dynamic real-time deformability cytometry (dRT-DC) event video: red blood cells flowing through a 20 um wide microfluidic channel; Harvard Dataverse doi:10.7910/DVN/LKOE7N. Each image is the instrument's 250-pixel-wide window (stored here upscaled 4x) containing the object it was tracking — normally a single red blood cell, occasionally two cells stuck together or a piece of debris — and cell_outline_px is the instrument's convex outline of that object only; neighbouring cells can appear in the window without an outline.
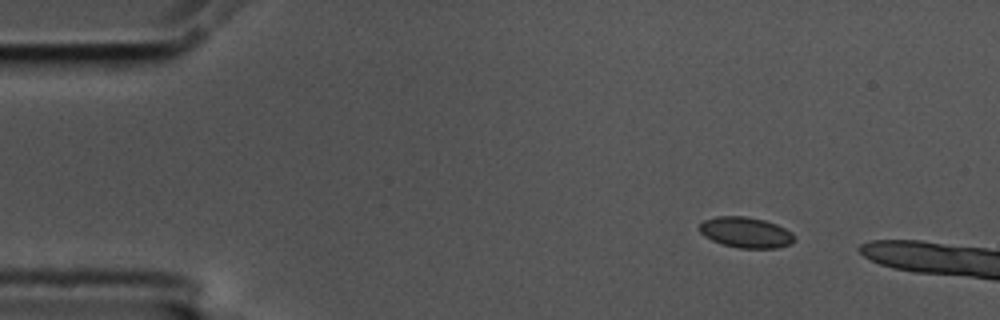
{"species": "common noctule bat (a hibernating species)", "species_latin": "Nyctalus noctula", "temperature_condition": "cold", "stored_images_in_passage": 4, "camera_frame_rate_fps": 3000, "um_per_image_px": 0.085, "animal": {"sex": "male", "body_mass_g": 17.5, "forearm_length_mm": 52.3}, "frame": {"image": 1, "passage_image": 1, "time_ms": 0.0, "image_size_px": [1000, 320], "cell_outline_px": [[796, 240], [792, 244], [776, 248], [740, 248], [724, 244], [712, 240], [704, 236], [700, 232], [700, 224], [704, 220], [716, 216], [748, 216], [764, 220], [776, 224], [792, 232], [796, 236]], "centroid_in_image_um": [63.43, 19.75], "position_along_channel_um": 21.6, "area_um2": 17.05}}